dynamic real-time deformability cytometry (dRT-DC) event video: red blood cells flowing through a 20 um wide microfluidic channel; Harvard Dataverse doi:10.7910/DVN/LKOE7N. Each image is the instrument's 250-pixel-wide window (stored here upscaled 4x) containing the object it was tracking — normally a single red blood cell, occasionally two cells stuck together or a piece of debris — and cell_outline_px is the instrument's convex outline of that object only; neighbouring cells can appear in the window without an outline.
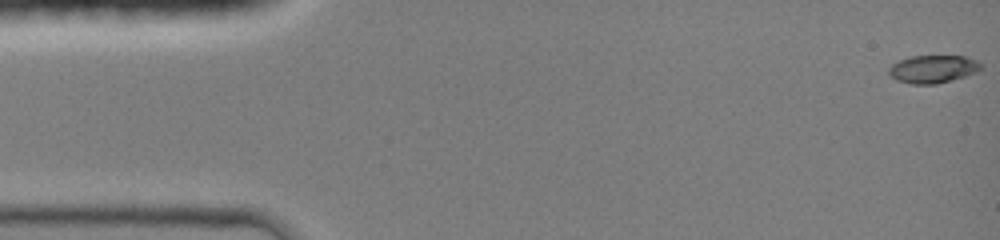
{"species": "common noctule bat (a hibernating species)", "species_latin": "Nyctalus noctula", "temperature_condition": "room temperature", "stored_images_in_passage": 53, "camera_frame_rate_fps": 3000, "um_per_image_px": 0.085, "animal": {"sex": "female", "body_mass_g": 19.0, "forearm_length_mm": 51.5}, "frame": {"image": 1, "passage_image": 1, "time_ms": 0.0, "image_size_px": [1000, 240], "cell_outline_px": [[980, 68], [976, 72], [964, 76], [936, 84], [912, 84], [896, 80], [888, 72], [888, 68], [892, 64], [900, 60], [912, 56], [964, 56], [976, 60], [980, 64]], "centroid_in_image_um": [79.26, 5.87], "position_along_channel_um": 5.7, "area_um2": 14.68}}
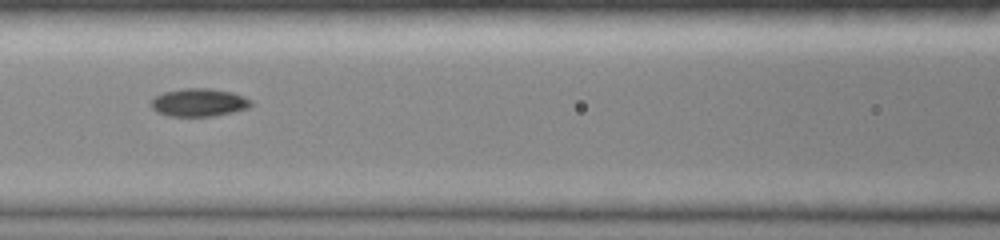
{"frame": {"image": 2, "passage_image": 27, "time_ms": 6.333, "image_size_px": [1000, 240], "cell_outline_px": [[252, 104], [248, 108], [216, 116], [168, 116], [156, 112], [148, 104], [156, 96], [164, 92], [184, 88], [208, 88], [232, 92], [244, 96], [252, 100]], "centroid_in_image_um": [16.9, 8.71], "position_along_channel_um": 149.7, "area_um2": 16.42}}
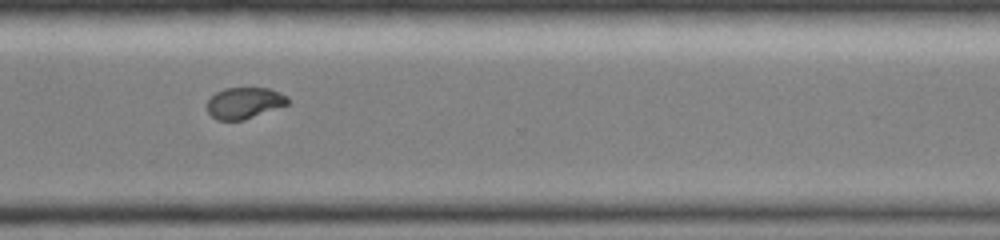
{"frame": {"image": 3, "passage_image": 52, "time_ms": 11.0, "image_size_px": [1000, 240], "cell_outline_px": [[288, 104], [244, 120], [216, 120], [208, 112], [208, 100], [216, 92], [224, 88], [268, 88], [280, 92], [288, 96]], "centroid_in_image_um": [20.77, 8.75], "position_along_channel_um": 349.8, "area_um2": 14.62}}